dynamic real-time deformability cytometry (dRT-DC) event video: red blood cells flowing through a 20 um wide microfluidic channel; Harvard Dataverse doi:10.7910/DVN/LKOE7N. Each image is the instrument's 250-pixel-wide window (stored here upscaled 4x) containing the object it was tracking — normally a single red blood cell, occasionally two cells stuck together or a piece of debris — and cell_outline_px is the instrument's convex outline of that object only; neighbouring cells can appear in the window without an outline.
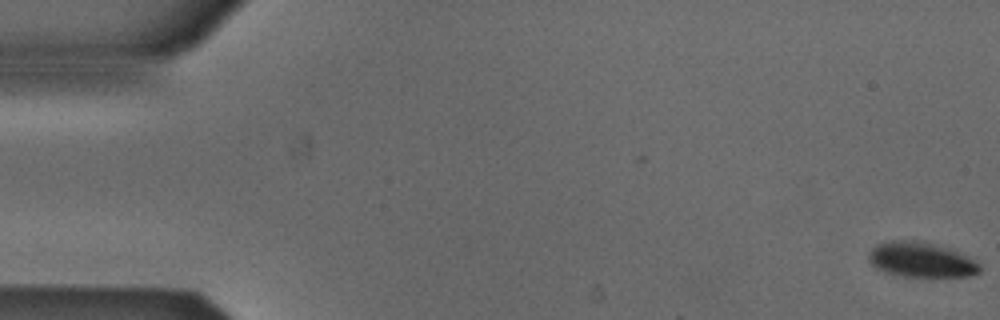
{"species": "Egyptian fruit bat (a non-hibernating species)", "species_latin": "Rousettus aegyptiacus", "temperature_condition": "cold", "stored_images_in_passage": 2, "camera_frame_rate_fps": 3000, "um_per_image_px": 0.085, "animal": {"sex": "male"}, "frame": {"image": 1, "passage_image": 2, "time_ms": 0.333, "image_size_px": [1000, 320], "cell_outline_px": [[980, 272], [968, 276], [904, 276], [884, 272], [876, 268], [868, 260], [868, 252], [876, 244], [892, 240], [916, 240], [948, 248], [976, 260], [980, 264]], "centroid_in_image_um": [78.26, 22.07], "position_along_channel_um": 6.7, "area_um2": 22.54}}